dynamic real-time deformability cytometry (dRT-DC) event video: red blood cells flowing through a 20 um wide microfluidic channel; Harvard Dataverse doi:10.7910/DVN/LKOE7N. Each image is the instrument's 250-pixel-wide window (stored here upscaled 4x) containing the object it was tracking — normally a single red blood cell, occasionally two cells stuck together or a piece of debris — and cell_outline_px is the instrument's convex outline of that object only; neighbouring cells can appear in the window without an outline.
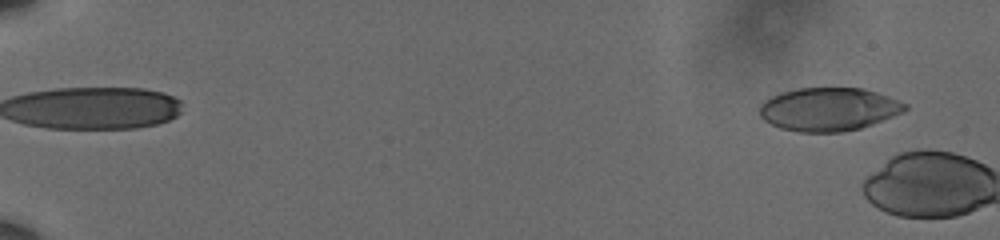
{"species": "human", "species_latin": "Homo sapiens", "temperature_condition": "cold", "stored_images_in_passage": 5, "camera_frame_rate_fps": 3000, "um_per_image_px": 0.085, "donor": {"sex": "male"}, "frame": {"image": 1, "passage_image": 4, "time_ms": 1.0, "image_size_px": [1000, 240], "cell_outline_px": [[908, 108], [904, 112], [872, 124], [860, 128], [844, 132], [796, 132], [780, 128], [764, 120], [760, 116], [760, 104], [764, 100], [780, 92], [800, 88], [864, 88], [888, 96], [908, 104]], "centroid_in_image_um": [70.44, 9.29], "position_along_channel_um": 14.6, "area_um2": 36.82}}